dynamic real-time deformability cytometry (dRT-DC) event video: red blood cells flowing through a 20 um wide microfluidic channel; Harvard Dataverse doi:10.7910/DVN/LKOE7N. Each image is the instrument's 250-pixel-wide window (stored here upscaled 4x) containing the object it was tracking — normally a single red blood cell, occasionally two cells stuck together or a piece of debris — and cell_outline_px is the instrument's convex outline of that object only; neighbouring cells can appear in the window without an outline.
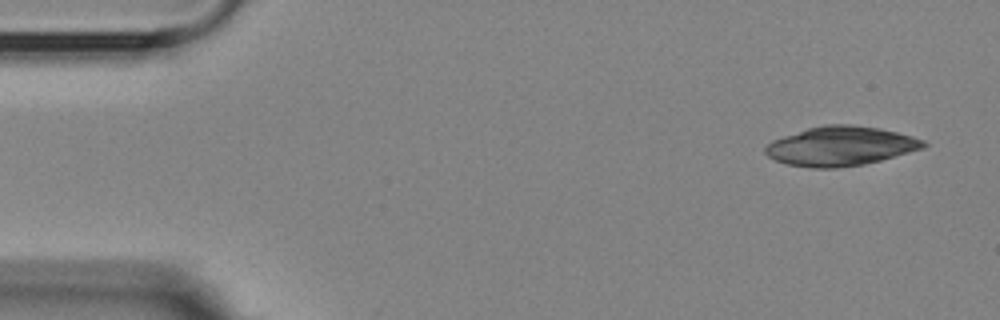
{"species": "Egyptian fruit bat (a non-hibernating species)", "species_latin": "Rousettus aegyptiacus", "temperature_condition": "room temperature", "stored_images_in_passage": 6, "camera_frame_rate_fps": 3000, "um_per_image_px": 0.085, "animal": {"sex": "female"}, "frame": {"image": 1, "passage_image": 6, "time_ms": 6.667, "image_size_px": [1000, 320], "cell_outline_px": [[928, 144], [924, 148], [880, 160], [864, 164], [836, 168], [812, 168], [788, 164], [776, 160], [768, 156], [764, 152], [764, 148], [772, 140], [808, 128], [824, 124], [852, 124], [880, 128], [912, 136], [924, 140]], "centroid_in_image_um": [71.45, 12.41], "position_along_channel_um": 13.5, "area_um2": 36.13}}